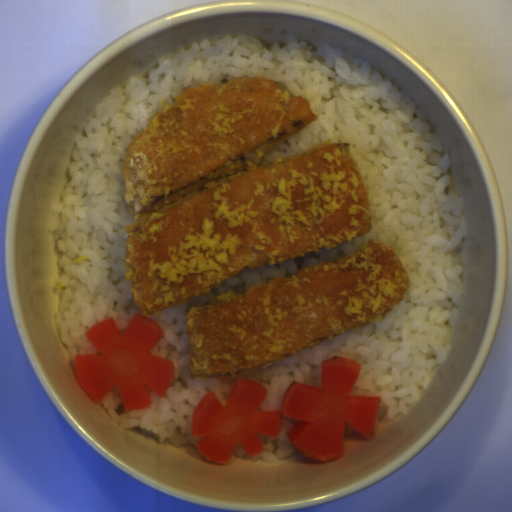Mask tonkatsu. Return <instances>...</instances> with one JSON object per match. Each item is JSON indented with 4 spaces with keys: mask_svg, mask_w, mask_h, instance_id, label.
I'll return each mask as SVG.
<instances>
[{
    "mask_svg": "<svg viewBox=\"0 0 512 512\" xmlns=\"http://www.w3.org/2000/svg\"><path fill=\"white\" fill-rule=\"evenodd\" d=\"M318 119L272 79L186 87L128 144L123 276L145 318L210 294L246 267L336 249L372 230L350 144L259 164Z\"/></svg>",
    "mask_w": 512,
    "mask_h": 512,
    "instance_id": "1",
    "label": "tonkatsu"
},
{
    "mask_svg": "<svg viewBox=\"0 0 512 512\" xmlns=\"http://www.w3.org/2000/svg\"><path fill=\"white\" fill-rule=\"evenodd\" d=\"M410 286L390 244L368 238L349 255L227 291L184 318L195 380L228 383L263 370L355 327L375 323Z\"/></svg>",
    "mask_w": 512,
    "mask_h": 512,
    "instance_id": "2",
    "label": "tonkatsu"
}]
</instances>
